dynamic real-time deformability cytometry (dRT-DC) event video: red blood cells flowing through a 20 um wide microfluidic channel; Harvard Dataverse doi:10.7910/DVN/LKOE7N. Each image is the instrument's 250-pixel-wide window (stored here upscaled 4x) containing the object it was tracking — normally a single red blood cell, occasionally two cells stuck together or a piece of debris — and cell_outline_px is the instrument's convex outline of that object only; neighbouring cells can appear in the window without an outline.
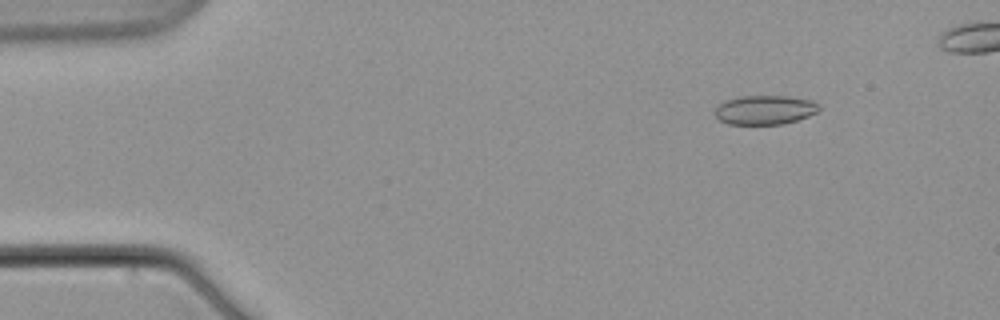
{"species": "common noctule bat (a hibernating species)", "species_latin": "Nyctalus noctula", "temperature_condition": "warm", "stored_images_in_passage": 7, "camera_frame_rate_fps": 3000, "um_per_image_px": 0.085, "animal": {"sex": "male", "body_mass_g": 21.5, "forearm_length_mm": 52.0}, "frame": {"image": 1, "passage_image": 3, "time_ms": 2.333, "image_size_px": [1000, 320], "cell_outline_px": [[820, 108], [816, 112], [808, 116], [784, 124], [728, 124], [720, 120], [712, 112], [716, 104], [724, 100], [740, 96], [784, 96], [812, 100], [820, 104]], "centroid_in_image_um": [64.96, 9.33], "position_along_channel_um": 20.0, "area_um2": 17.92}}
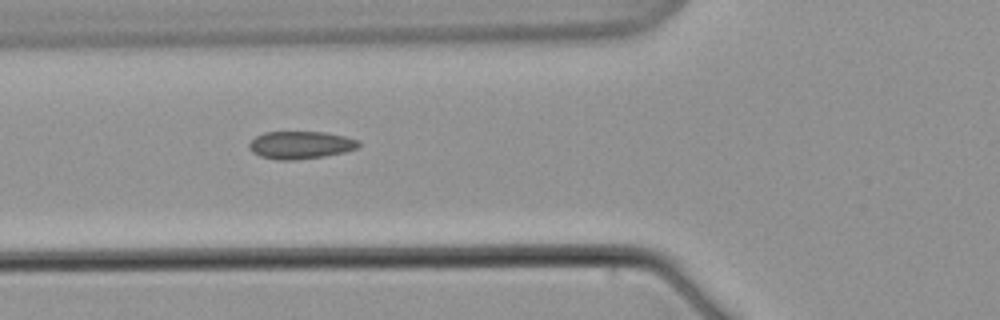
{"frame": {"image": 2, "passage_image": 7, "time_ms": 8.333, "image_size_px": [1000, 320], "cell_outline_px": [[360, 144], [356, 148], [344, 152], [324, 156], [296, 160], [276, 160], [260, 156], [252, 152], [248, 144], [256, 136], [264, 132], [324, 132], [344, 136], [360, 140]], "centroid_in_image_um": [25.54, 12.33], "position_along_channel_um": 100.3, "area_um2": 17.63}}